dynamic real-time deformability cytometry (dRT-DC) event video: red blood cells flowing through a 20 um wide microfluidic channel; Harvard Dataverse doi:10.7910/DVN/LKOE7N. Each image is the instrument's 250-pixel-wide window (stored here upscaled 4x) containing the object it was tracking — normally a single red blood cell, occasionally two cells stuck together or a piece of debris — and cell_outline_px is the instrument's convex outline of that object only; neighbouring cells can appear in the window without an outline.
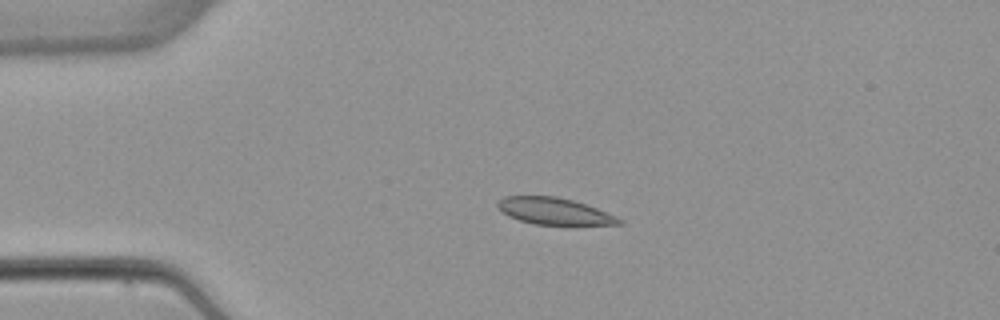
{"species": "common noctule bat (a hibernating species)", "species_latin": "Nyctalus noctula", "temperature_condition": "warm", "stored_images_in_passage": 3, "camera_frame_rate_fps": 3000, "um_per_image_px": 0.085, "animal": {"sex": "female", "body_mass_g": 22.7, "forearm_length_mm": 54.2}, "frame": {"image": 1, "passage_image": 2, "time_ms": 1.333, "image_size_px": [1000, 320], "cell_outline_px": [[624, 224], [576, 228], [572, 228], [532, 224], [508, 216], [496, 204], [496, 200], [504, 196], [556, 196], [572, 200], [596, 208], [616, 216], [624, 220]], "centroid_in_image_um": [47.22, 18.02], "position_along_channel_um": 37.8, "area_um2": 20.06}}